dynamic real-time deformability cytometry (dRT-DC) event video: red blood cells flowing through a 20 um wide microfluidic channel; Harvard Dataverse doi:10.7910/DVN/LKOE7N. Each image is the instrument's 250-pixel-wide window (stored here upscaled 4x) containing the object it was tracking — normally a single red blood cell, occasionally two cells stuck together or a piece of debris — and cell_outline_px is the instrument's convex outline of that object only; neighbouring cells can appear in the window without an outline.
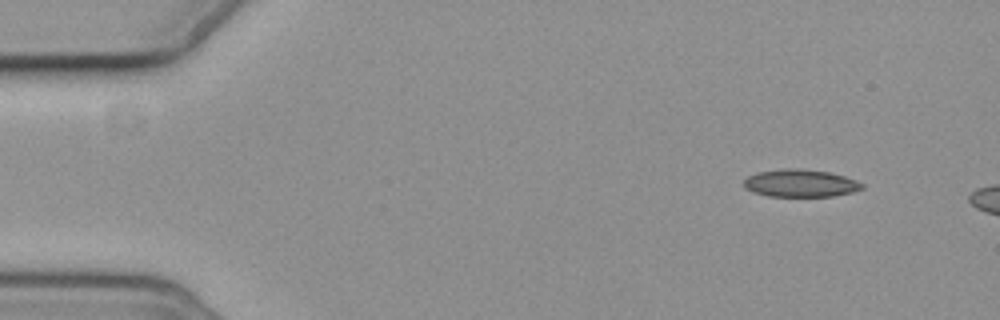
{"species": "common noctule bat (a hibernating species)", "species_latin": "Nyctalus noctula", "temperature_condition": "cold", "stored_images_in_passage": 4, "segment_of_instrument_passage": [2, 2], "camera_frame_rate_fps": 3000, "um_per_image_px": 0.085, "animal": {"sex": "female", "body_mass_g": 19.3, "forearm_length_mm": 54.1}, "frame": {"image": 1, "passage_image": 4, "time_ms": 4.333, "image_size_px": [1000, 320], "cell_outline_px": [[864, 188], [852, 192], [832, 196], [768, 196], [752, 192], [744, 188], [744, 180], [748, 176], [756, 172], [784, 168], [800, 168], [828, 172], [844, 176], [856, 180], [864, 184]], "centroid_in_image_um": [68.01, 15.57], "position_along_channel_um": 17.0, "area_um2": 19.07}}